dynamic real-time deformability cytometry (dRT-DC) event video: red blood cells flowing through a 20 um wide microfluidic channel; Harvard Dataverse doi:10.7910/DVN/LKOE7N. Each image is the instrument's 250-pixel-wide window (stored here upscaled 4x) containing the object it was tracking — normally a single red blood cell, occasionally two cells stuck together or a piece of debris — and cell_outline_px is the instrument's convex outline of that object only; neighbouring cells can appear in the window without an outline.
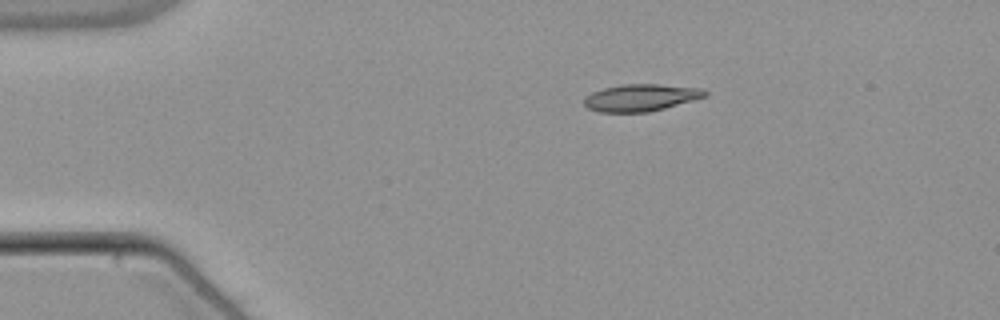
{"species": "common noctule bat (a hibernating species)", "species_latin": "Nyctalus noctula", "temperature_condition": "warm", "stored_images_in_passage": 44, "camera_frame_rate_fps": 3000, "um_per_image_px": 0.085, "animal": {"sex": "male", "body_mass_g": 21.5, "forearm_length_mm": 52.0}, "frame": {"image": 1, "passage_image": 1, "time_ms": 0.0, "image_size_px": [1000, 320], "cell_outline_px": [[708, 92], [704, 96], [692, 100], [664, 108], [648, 112], [600, 112], [588, 108], [584, 104], [584, 100], [592, 92], [604, 88], [624, 84], [656, 84], [700, 88]], "centroid_in_image_um": [54.44, 8.3], "position_along_channel_um": 30.6, "area_um2": 18.67}}
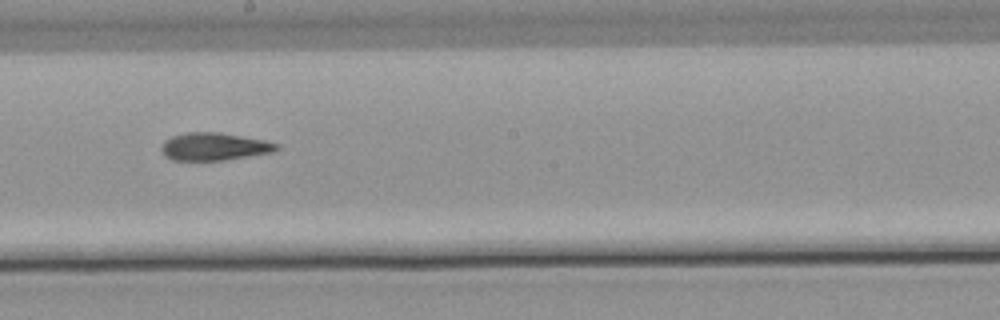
{"frame": {"image": 2, "passage_image": 21, "time_ms": 6.667, "image_size_px": [1000, 320], "cell_outline_px": [[280, 148], [272, 152], [224, 160], [172, 160], [164, 156], [160, 148], [164, 140], [172, 136], [184, 132], [220, 132], [264, 140], [280, 144]], "centroid_in_image_um": [18.18, 12.45], "position_along_channel_um": 230.0, "area_um2": 18.67}}
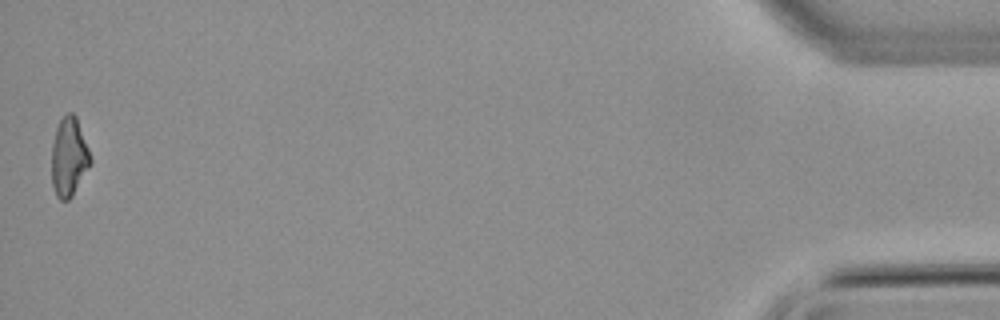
{"frame": {"image": 3, "passage_image": 44, "time_ms": 14.333, "image_size_px": [1000, 320], "cell_outline_px": [[92, 164], [72, 196], [68, 200], [60, 200], [56, 196], [52, 184], [52, 144], [56, 128], [60, 120], [68, 112], [72, 112], [76, 116], [88, 148], [92, 160]], "centroid_in_image_um": [5.87, 13.36], "position_along_channel_um": 429.3, "area_um2": 17.86}, "authors_computed_cell_mechanics": {"area_um2": 18.6405, "velocity_mm_per_s": 3.8435, "shape_relaxation_time_tau1_ms": null, "shape_relaxation_time_tau2_ms": 6.3922, "deformation_change_tau1": null, "deformation_change_tau2": 0.1691}}